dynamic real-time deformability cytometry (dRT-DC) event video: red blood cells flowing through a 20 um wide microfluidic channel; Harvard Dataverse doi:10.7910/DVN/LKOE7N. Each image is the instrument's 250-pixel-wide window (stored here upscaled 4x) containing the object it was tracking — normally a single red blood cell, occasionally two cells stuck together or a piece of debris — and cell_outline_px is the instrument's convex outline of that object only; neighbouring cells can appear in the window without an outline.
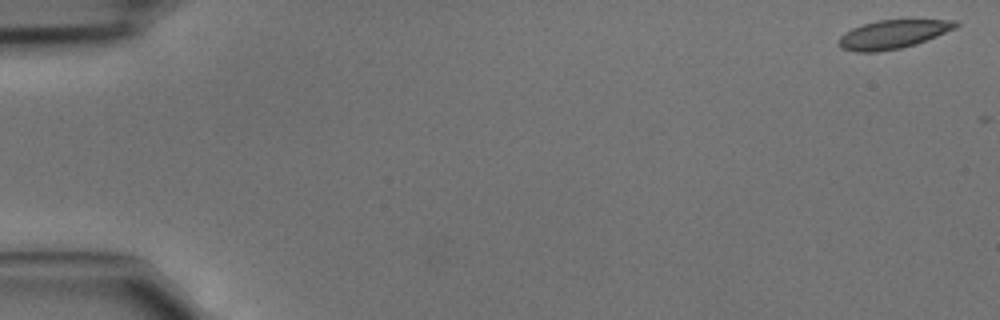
{"species": "common noctule bat (a hibernating species)", "species_latin": "Nyctalus noctula", "temperature_condition": "cold", "stored_images_in_passage": 2, "camera_frame_rate_fps": 3000, "um_per_image_px": 0.085, "animal": {"sex": "male", "body_mass_g": 15.6}, "frame": {"image": 1, "passage_image": 1, "time_ms": 0.0, "image_size_px": [1000, 320], "cell_outline_px": [[960, 24], [956, 28], [916, 44], [900, 48], [880, 52], [856, 52], [840, 48], [840, 36], [844, 32], [852, 28], [876, 20], [956, 20]], "centroid_in_image_um": [75.89, 2.92], "position_along_channel_um": 9.1, "area_um2": 19.42}}